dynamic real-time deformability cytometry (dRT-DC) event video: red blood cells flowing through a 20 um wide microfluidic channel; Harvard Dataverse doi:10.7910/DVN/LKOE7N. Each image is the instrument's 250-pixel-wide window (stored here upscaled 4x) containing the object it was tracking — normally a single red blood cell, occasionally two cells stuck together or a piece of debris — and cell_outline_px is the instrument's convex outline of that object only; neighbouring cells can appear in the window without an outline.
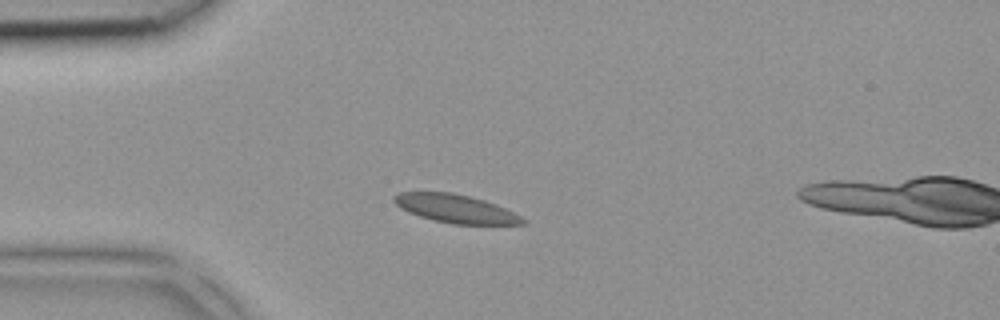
{"species": "common noctule bat (a hibernating species)", "species_latin": "Nyctalus noctula", "temperature_condition": "room temperature", "stored_images_in_passage": 3, "camera_frame_rate_fps": 3000, "um_per_image_px": 0.085, "animal": {"sex": "female", "body_mass_g": 18.4}, "frame": {"image": 1, "passage_image": 2, "time_ms": 0.333, "image_size_px": [1000, 320], "cell_outline_px": [[528, 220], [524, 224], [452, 224], [432, 220], [408, 212], [400, 208], [392, 200], [392, 196], [396, 192], [452, 192], [484, 200], [496, 204]], "centroid_in_image_um": [38.68, 17.73], "position_along_channel_um": 46.3, "area_um2": 21.27}}